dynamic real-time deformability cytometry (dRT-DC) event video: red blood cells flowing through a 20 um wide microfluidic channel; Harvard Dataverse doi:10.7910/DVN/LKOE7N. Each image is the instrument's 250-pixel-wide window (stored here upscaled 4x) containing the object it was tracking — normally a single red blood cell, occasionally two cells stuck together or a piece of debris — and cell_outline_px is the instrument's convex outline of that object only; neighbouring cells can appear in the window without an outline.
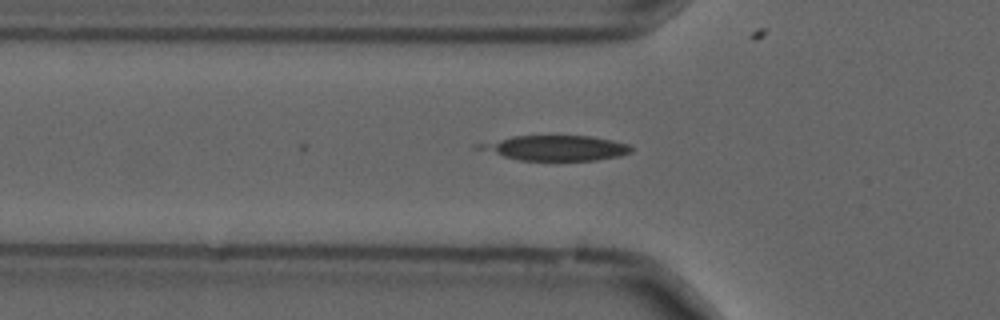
{"species": "common noctule bat (a hibernating species)", "species_latin": "Nyctalus noctula", "temperature_condition": "cold", "stored_images_in_passage": 3, "camera_frame_rate_fps": 3000, "um_per_image_px": 0.085, "animal": {"sex": "male", "forearm_length_mm": 52.5}, "frame": {"image": 1, "passage_image": 3, "time_ms": 0.667, "image_size_px": [1000, 320], "cell_outline_px": [[632, 152], [620, 156], [596, 160], [520, 160], [472, 148], [472, 144], [512, 136], [592, 136], [612, 140], [628, 144], [632, 148]], "centroid_in_image_um": [47.17, 12.57], "position_along_channel_um": 78.6, "area_um2": 22.37}}